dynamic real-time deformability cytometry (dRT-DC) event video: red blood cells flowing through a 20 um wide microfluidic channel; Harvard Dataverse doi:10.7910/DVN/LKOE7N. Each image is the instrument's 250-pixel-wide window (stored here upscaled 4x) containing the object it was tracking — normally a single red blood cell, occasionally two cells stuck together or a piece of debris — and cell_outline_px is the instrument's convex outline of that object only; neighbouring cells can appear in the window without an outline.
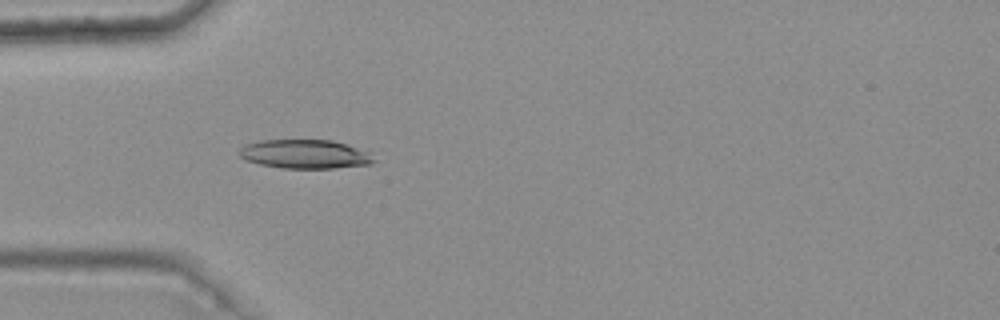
{"species": "common noctule bat (a hibernating species)", "species_latin": "Nyctalus noctula", "temperature_condition": "warm", "stored_images_in_passage": 3, "camera_frame_rate_fps": 3000, "um_per_image_px": 0.085, "animal": {"sex": "female", "body_mass_g": 25.1}, "frame": {"image": 1, "passage_image": 3, "time_ms": 0.667, "image_size_px": [1000, 320], "cell_outline_px": [[376, 160], [372, 164], [336, 168], [280, 168], [260, 164], [244, 160], [240, 156], [240, 148], [244, 144], [260, 140], [332, 140], [372, 152]], "centroid_in_image_um": [25.95, 13.1], "position_along_channel_um": 59.0, "area_um2": 22.95}}